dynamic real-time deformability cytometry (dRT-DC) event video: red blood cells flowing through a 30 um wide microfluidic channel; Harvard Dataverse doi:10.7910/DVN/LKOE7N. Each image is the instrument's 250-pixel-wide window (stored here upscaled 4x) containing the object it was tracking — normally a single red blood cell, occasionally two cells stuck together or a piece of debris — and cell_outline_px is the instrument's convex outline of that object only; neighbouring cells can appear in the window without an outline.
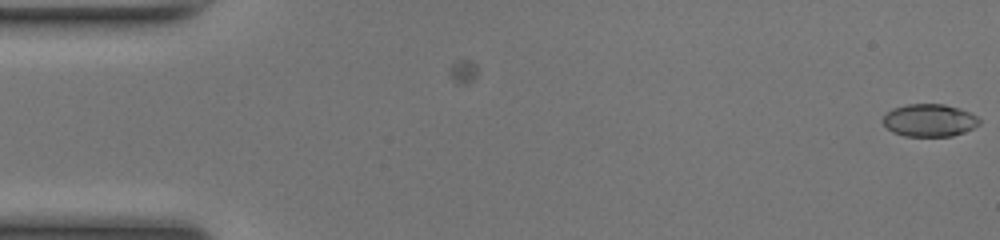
{"species": "common noctule bat (a hibernating species)", "species_latin": "Nyctalus noctula", "temperature_condition": "room temperature", "stored_images_in_passage": 5, "camera_frame_rate_fps": 3000, "um_per_image_px": 0.085, "animal": {"sex": "female", "body_mass_g": 17.0, "forearm_length_mm": 48.0}, "frame": {"image": 1, "passage_image": 5, "time_ms": 1.333, "image_size_px": [1000, 240], "cell_outline_px": [[980, 124], [964, 132], [952, 136], [904, 136], [892, 132], [880, 120], [892, 108], [908, 104], [944, 104], [960, 108], [976, 116], [980, 120]], "centroid_in_image_um": [78.98, 10.22], "position_along_channel_um": 6.0, "area_um2": 18.32}}